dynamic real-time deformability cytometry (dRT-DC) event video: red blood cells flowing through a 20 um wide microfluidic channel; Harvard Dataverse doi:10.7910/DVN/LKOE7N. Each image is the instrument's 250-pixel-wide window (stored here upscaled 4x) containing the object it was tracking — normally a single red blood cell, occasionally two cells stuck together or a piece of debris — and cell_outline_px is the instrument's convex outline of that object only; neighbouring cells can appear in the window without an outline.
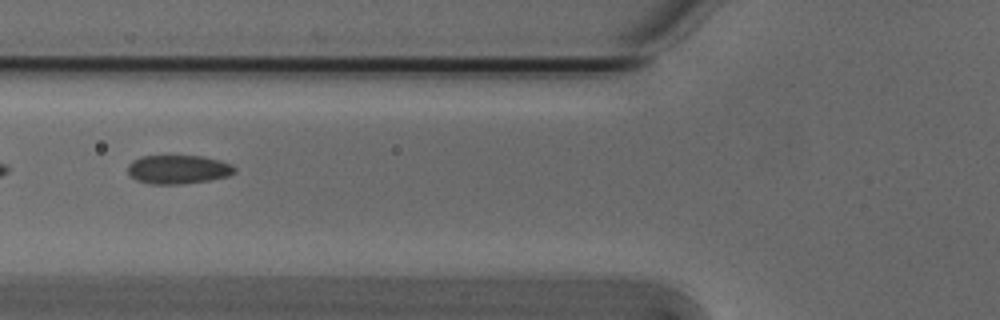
{"species": "Egyptian fruit bat (a non-hibernating species)", "species_latin": "Rousettus aegyptiacus", "temperature_condition": "cold", "stored_images_in_passage": 5, "camera_frame_rate_fps": 3000, "um_per_image_px": 0.085, "animal": {"sex": "male"}, "frame": {"image": 1, "passage_image": 2, "time_ms": 0.333, "image_size_px": [1000, 320], "cell_outline_px": [[236, 172], [228, 176], [208, 180], [184, 184], [148, 184], [136, 180], [128, 176], [128, 164], [132, 160], [140, 156], [200, 156], [232, 164], [236, 168]], "centroid_in_image_um": [15.09, 14.41], "position_along_channel_um": 110.7, "area_um2": 18.03}}
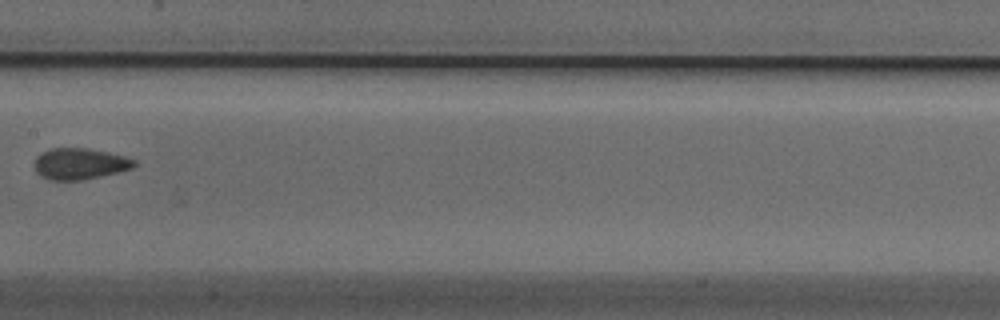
{"frame": {"image": 2, "passage_image": 4, "time_ms": 1.0, "image_size_px": [1000, 320], "cell_outline_px": [[136, 164], [132, 168], [100, 176], [80, 180], [52, 180], [40, 176], [36, 172], [36, 156], [40, 152], [52, 148], [88, 148], [108, 152], [124, 156], [136, 160]], "centroid_in_image_um": [6.77, 13.91], "position_along_channel_um": 200.6, "area_um2": 18.03}}
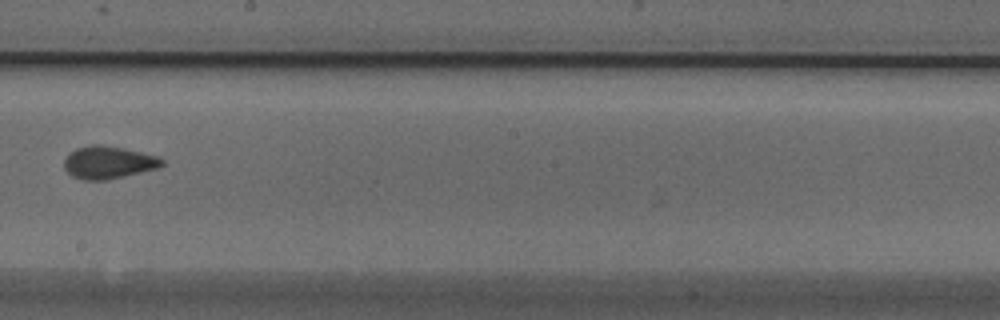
{"frame": {"image": 3, "passage_image": 5, "time_ms": 1.333, "image_size_px": [1000, 320], "cell_outline_px": [[164, 164], [160, 168], [108, 180], [84, 180], [72, 176], [64, 168], [64, 160], [76, 148], [92, 144], [100, 144], [124, 148], [156, 156], [164, 160]], "centroid_in_image_um": [9.23, 13.81], "position_along_channel_um": 239.0, "area_um2": 18.61}}